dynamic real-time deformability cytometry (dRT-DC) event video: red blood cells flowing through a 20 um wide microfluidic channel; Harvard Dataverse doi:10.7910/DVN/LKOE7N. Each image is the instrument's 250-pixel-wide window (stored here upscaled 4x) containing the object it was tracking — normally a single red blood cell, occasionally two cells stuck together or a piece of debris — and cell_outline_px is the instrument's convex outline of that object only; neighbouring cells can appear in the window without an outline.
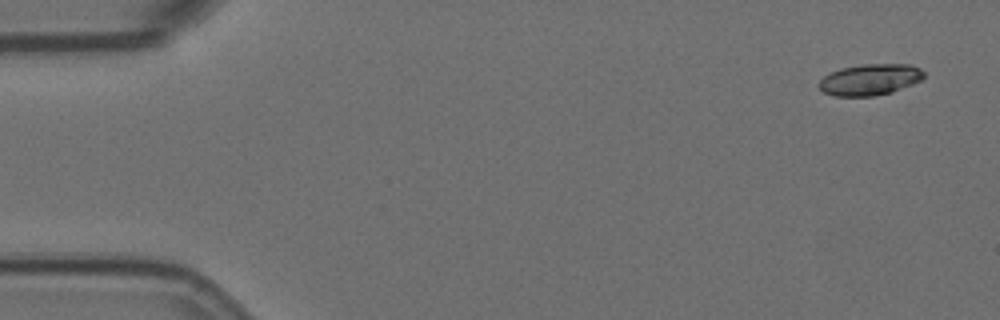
{"species": "Egyptian fruit bat (a non-hibernating species)", "species_latin": "Rousettus aegyptiacus", "temperature_condition": "room temperature", "stored_images_in_passage": 5, "camera_frame_rate_fps": 3000, "um_per_image_px": 0.085, "animal": {"sex": "female"}, "frame": {"image": 1, "passage_image": 1, "time_ms": 0.0, "image_size_px": [1000, 320], "cell_outline_px": [[924, 76], [920, 80], [912, 84], [892, 92], [872, 96], [836, 96], [824, 92], [816, 84], [824, 76], [840, 68], [864, 64], [908, 64], [920, 68], [924, 72]], "centroid_in_image_um": [73.93, 6.76], "position_along_channel_um": 11.1, "area_um2": 19.02}}
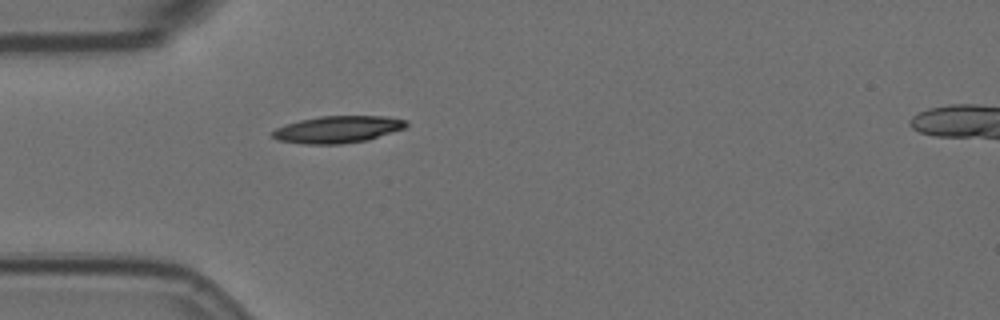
{"frame": {"image": 2, "passage_image": 5, "time_ms": 1.333, "image_size_px": [1000, 320], "cell_outline_px": [[408, 124], [404, 128], [368, 140], [340, 144], [304, 144], [276, 140], [272, 136], [272, 132], [276, 128], [300, 120], [320, 116], [388, 116], [408, 120]], "centroid_in_image_um": [28.72, 11.0], "position_along_channel_um": 56.3, "area_um2": 21.04}}